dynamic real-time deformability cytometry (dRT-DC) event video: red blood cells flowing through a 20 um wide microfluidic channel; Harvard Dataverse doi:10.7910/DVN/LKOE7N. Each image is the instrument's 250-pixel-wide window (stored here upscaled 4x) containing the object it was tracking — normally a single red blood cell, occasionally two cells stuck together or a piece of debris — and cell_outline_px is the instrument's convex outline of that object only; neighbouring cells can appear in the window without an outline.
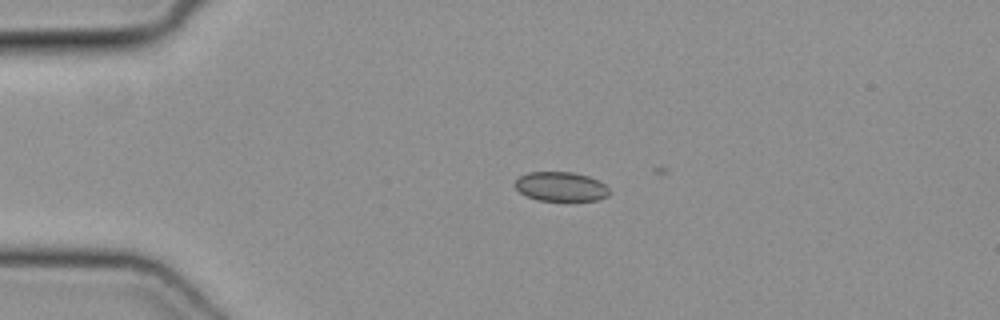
{"species": "common noctule bat (a hibernating species)", "species_latin": "Nyctalus noctula", "temperature_condition": "cold", "stored_images_in_passage": 11, "camera_frame_rate_fps": 3000, "um_per_image_px": 0.085, "animal": {"sex": "female", "body_mass_g": 19.3, "forearm_length_mm": 54.1}, "frame": {"image": 1, "passage_image": 7, "time_ms": 2.0, "image_size_px": [1000, 320], "cell_outline_px": [[608, 196], [596, 200], [536, 200], [524, 196], [512, 184], [520, 176], [528, 172], [572, 172], [588, 176], [604, 184], [608, 188]], "centroid_in_image_um": [47.61, 15.86], "position_along_channel_um": 37.4, "area_um2": 16.07}}